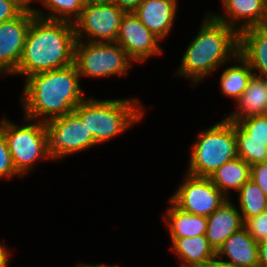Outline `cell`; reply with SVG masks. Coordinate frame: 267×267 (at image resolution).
<instances>
[{
  "label": "cell",
  "mask_w": 267,
  "mask_h": 267,
  "mask_svg": "<svg viewBox=\"0 0 267 267\" xmlns=\"http://www.w3.org/2000/svg\"><path fill=\"white\" fill-rule=\"evenodd\" d=\"M79 79L75 63L28 76L21 98L24 117L47 122L74 110L85 99Z\"/></svg>",
  "instance_id": "6da1fadb"
},
{
  "label": "cell",
  "mask_w": 267,
  "mask_h": 267,
  "mask_svg": "<svg viewBox=\"0 0 267 267\" xmlns=\"http://www.w3.org/2000/svg\"><path fill=\"white\" fill-rule=\"evenodd\" d=\"M75 43L73 23L35 17L28 29L19 65L12 75L26 79L32 74L73 64Z\"/></svg>",
  "instance_id": "7a4b0ae2"
},
{
  "label": "cell",
  "mask_w": 267,
  "mask_h": 267,
  "mask_svg": "<svg viewBox=\"0 0 267 267\" xmlns=\"http://www.w3.org/2000/svg\"><path fill=\"white\" fill-rule=\"evenodd\" d=\"M205 17L175 73L191 80L193 86L199 84L218 66L229 64L239 50V34L233 28L216 20L210 13Z\"/></svg>",
  "instance_id": "3957f363"
},
{
  "label": "cell",
  "mask_w": 267,
  "mask_h": 267,
  "mask_svg": "<svg viewBox=\"0 0 267 267\" xmlns=\"http://www.w3.org/2000/svg\"><path fill=\"white\" fill-rule=\"evenodd\" d=\"M74 111L98 145L123 134L139 123L145 113L139 100L133 98H85Z\"/></svg>",
  "instance_id": "277c9868"
},
{
  "label": "cell",
  "mask_w": 267,
  "mask_h": 267,
  "mask_svg": "<svg viewBox=\"0 0 267 267\" xmlns=\"http://www.w3.org/2000/svg\"><path fill=\"white\" fill-rule=\"evenodd\" d=\"M234 122L225 118L199 132L191 146L188 174L210 177L225 162L237 158Z\"/></svg>",
  "instance_id": "5b68a950"
},
{
  "label": "cell",
  "mask_w": 267,
  "mask_h": 267,
  "mask_svg": "<svg viewBox=\"0 0 267 267\" xmlns=\"http://www.w3.org/2000/svg\"><path fill=\"white\" fill-rule=\"evenodd\" d=\"M23 119L26 121L23 126H18L5 116L0 123V130L6 138L15 170L20 178L34 169L37 160H52L45 122L26 117Z\"/></svg>",
  "instance_id": "8992f818"
},
{
  "label": "cell",
  "mask_w": 267,
  "mask_h": 267,
  "mask_svg": "<svg viewBox=\"0 0 267 267\" xmlns=\"http://www.w3.org/2000/svg\"><path fill=\"white\" fill-rule=\"evenodd\" d=\"M131 61L116 42L76 40L74 63L80 77H125L132 66Z\"/></svg>",
  "instance_id": "52a82bcc"
},
{
  "label": "cell",
  "mask_w": 267,
  "mask_h": 267,
  "mask_svg": "<svg viewBox=\"0 0 267 267\" xmlns=\"http://www.w3.org/2000/svg\"><path fill=\"white\" fill-rule=\"evenodd\" d=\"M45 124L52 160L98 146L74 110L64 116L52 118Z\"/></svg>",
  "instance_id": "ba28073f"
},
{
  "label": "cell",
  "mask_w": 267,
  "mask_h": 267,
  "mask_svg": "<svg viewBox=\"0 0 267 267\" xmlns=\"http://www.w3.org/2000/svg\"><path fill=\"white\" fill-rule=\"evenodd\" d=\"M125 13L113 2L84 5L80 16L73 22L76 40L116 42Z\"/></svg>",
  "instance_id": "9c48e42d"
},
{
  "label": "cell",
  "mask_w": 267,
  "mask_h": 267,
  "mask_svg": "<svg viewBox=\"0 0 267 267\" xmlns=\"http://www.w3.org/2000/svg\"><path fill=\"white\" fill-rule=\"evenodd\" d=\"M176 192L169 200L184 212L208 217L227 198L209 177H199L186 173Z\"/></svg>",
  "instance_id": "30bf717a"
},
{
  "label": "cell",
  "mask_w": 267,
  "mask_h": 267,
  "mask_svg": "<svg viewBox=\"0 0 267 267\" xmlns=\"http://www.w3.org/2000/svg\"><path fill=\"white\" fill-rule=\"evenodd\" d=\"M161 40L154 35L135 15L134 12H126L121 20L119 32L116 38L118 43L127 53L132 63L146 62L152 56L160 55L159 42Z\"/></svg>",
  "instance_id": "8fae6325"
},
{
  "label": "cell",
  "mask_w": 267,
  "mask_h": 267,
  "mask_svg": "<svg viewBox=\"0 0 267 267\" xmlns=\"http://www.w3.org/2000/svg\"><path fill=\"white\" fill-rule=\"evenodd\" d=\"M36 16L23 11L18 17L0 23V74L11 75L16 71L22 56L25 39Z\"/></svg>",
  "instance_id": "7c38bea8"
},
{
  "label": "cell",
  "mask_w": 267,
  "mask_h": 267,
  "mask_svg": "<svg viewBox=\"0 0 267 267\" xmlns=\"http://www.w3.org/2000/svg\"><path fill=\"white\" fill-rule=\"evenodd\" d=\"M267 0H222L224 15L210 13L216 20L233 28L238 34L261 25ZM241 23V24H240Z\"/></svg>",
  "instance_id": "4fadbf2b"
},
{
  "label": "cell",
  "mask_w": 267,
  "mask_h": 267,
  "mask_svg": "<svg viewBox=\"0 0 267 267\" xmlns=\"http://www.w3.org/2000/svg\"><path fill=\"white\" fill-rule=\"evenodd\" d=\"M177 5V0H143L133 12L162 41L174 26Z\"/></svg>",
  "instance_id": "5bb4252c"
},
{
  "label": "cell",
  "mask_w": 267,
  "mask_h": 267,
  "mask_svg": "<svg viewBox=\"0 0 267 267\" xmlns=\"http://www.w3.org/2000/svg\"><path fill=\"white\" fill-rule=\"evenodd\" d=\"M232 204L228 199L207 217L205 235L216 252L233 233L244 227L239 209Z\"/></svg>",
  "instance_id": "9a60e30c"
},
{
  "label": "cell",
  "mask_w": 267,
  "mask_h": 267,
  "mask_svg": "<svg viewBox=\"0 0 267 267\" xmlns=\"http://www.w3.org/2000/svg\"><path fill=\"white\" fill-rule=\"evenodd\" d=\"M227 257L226 259L220 258ZM218 260L239 267H258V243L242 227L233 233L216 252Z\"/></svg>",
  "instance_id": "2e32d148"
},
{
  "label": "cell",
  "mask_w": 267,
  "mask_h": 267,
  "mask_svg": "<svg viewBox=\"0 0 267 267\" xmlns=\"http://www.w3.org/2000/svg\"><path fill=\"white\" fill-rule=\"evenodd\" d=\"M238 54L250 65L253 75L267 78V31L258 26L240 32Z\"/></svg>",
  "instance_id": "e0dca14e"
},
{
  "label": "cell",
  "mask_w": 267,
  "mask_h": 267,
  "mask_svg": "<svg viewBox=\"0 0 267 267\" xmlns=\"http://www.w3.org/2000/svg\"><path fill=\"white\" fill-rule=\"evenodd\" d=\"M171 249L180 260L181 267H208L216 258V251L206 235L191 238H171Z\"/></svg>",
  "instance_id": "ac0fdd59"
},
{
  "label": "cell",
  "mask_w": 267,
  "mask_h": 267,
  "mask_svg": "<svg viewBox=\"0 0 267 267\" xmlns=\"http://www.w3.org/2000/svg\"><path fill=\"white\" fill-rule=\"evenodd\" d=\"M237 107L225 119L235 122L250 116L267 114L266 78L252 75L243 94L235 101Z\"/></svg>",
  "instance_id": "d6986e66"
},
{
  "label": "cell",
  "mask_w": 267,
  "mask_h": 267,
  "mask_svg": "<svg viewBox=\"0 0 267 267\" xmlns=\"http://www.w3.org/2000/svg\"><path fill=\"white\" fill-rule=\"evenodd\" d=\"M168 202L170 208H167L163 219L169 228L171 238H191L206 234L207 217L184 212L170 200Z\"/></svg>",
  "instance_id": "ffe728a7"
},
{
  "label": "cell",
  "mask_w": 267,
  "mask_h": 267,
  "mask_svg": "<svg viewBox=\"0 0 267 267\" xmlns=\"http://www.w3.org/2000/svg\"><path fill=\"white\" fill-rule=\"evenodd\" d=\"M251 166L242 158L237 157L225 162L209 178L227 198L230 190L238 192L250 180Z\"/></svg>",
  "instance_id": "44dd1931"
},
{
  "label": "cell",
  "mask_w": 267,
  "mask_h": 267,
  "mask_svg": "<svg viewBox=\"0 0 267 267\" xmlns=\"http://www.w3.org/2000/svg\"><path fill=\"white\" fill-rule=\"evenodd\" d=\"M241 65L228 66L220 77L222 94L236 101L247 88L249 79L253 75L250 65L238 54L233 61Z\"/></svg>",
  "instance_id": "7402d4cb"
},
{
  "label": "cell",
  "mask_w": 267,
  "mask_h": 267,
  "mask_svg": "<svg viewBox=\"0 0 267 267\" xmlns=\"http://www.w3.org/2000/svg\"><path fill=\"white\" fill-rule=\"evenodd\" d=\"M49 9V13L33 9L32 13L47 20L68 21L73 23L84 7L83 0H37ZM44 12V13H43Z\"/></svg>",
  "instance_id": "603a6c76"
},
{
  "label": "cell",
  "mask_w": 267,
  "mask_h": 267,
  "mask_svg": "<svg viewBox=\"0 0 267 267\" xmlns=\"http://www.w3.org/2000/svg\"><path fill=\"white\" fill-rule=\"evenodd\" d=\"M237 193L243 221L264 212L267 196L251 179Z\"/></svg>",
  "instance_id": "cb8c5ba5"
},
{
  "label": "cell",
  "mask_w": 267,
  "mask_h": 267,
  "mask_svg": "<svg viewBox=\"0 0 267 267\" xmlns=\"http://www.w3.org/2000/svg\"><path fill=\"white\" fill-rule=\"evenodd\" d=\"M234 133L236 139L267 140V114L235 121Z\"/></svg>",
  "instance_id": "d4e9b609"
},
{
  "label": "cell",
  "mask_w": 267,
  "mask_h": 267,
  "mask_svg": "<svg viewBox=\"0 0 267 267\" xmlns=\"http://www.w3.org/2000/svg\"><path fill=\"white\" fill-rule=\"evenodd\" d=\"M237 155L250 166L267 163V140L236 139Z\"/></svg>",
  "instance_id": "484cf974"
},
{
  "label": "cell",
  "mask_w": 267,
  "mask_h": 267,
  "mask_svg": "<svg viewBox=\"0 0 267 267\" xmlns=\"http://www.w3.org/2000/svg\"><path fill=\"white\" fill-rule=\"evenodd\" d=\"M15 175L20 177L15 170L6 138L0 130V179L12 178Z\"/></svg>",
  "instance_id": "4316f807"
},
{
  "label": "cell",
  "mask_w": 267,
  "mask_h": 267,
  "mask_svg": "<svg viewBox=\"0 0 267 267\" xmlns=\"http://www.w3.org/2000/svg\"><path fill=\"white\" fill-rule=\"evenodd\" d=\"M244 227L249 235L258 243L267 239V214L261 213L258 216L246 219Z\"/></svg>",
  "instance_id": "83f0119b"
},
{
  "label": "cell",
  "mask_w": 267,
  "mask_h": 267,
  "mask_svg": "<svg viewBox=\"0 0 267 267\" xmlns=\"http://www.w3.org/2000/svg\"><path fill=\"white\" fill-rule=\"evenodd\" d=\"M24 10L12 0H0V23L18 17Z\"/></svg>",
  "instance_id": "f1b7e54d"
},
{
  "label": "cell",
  "mask_w": 267,
  "mask_h": 267,
  "mask_svg": "<svg viewBox=\"0 0 267 267\" xmlns=\"http://www.w3.org/2000/svg\"><path fill=\"white\" fill-rule=\"evenodd\" d=\"M250 179L256 183L267 196V163L252 165Z\"/></svg>",
  "instance_id": "f546056e"
},
{
  "label": "cell",
  "mask_w": 267,
  "mask_h": 267,
  "mask_svg": "<svg viewBox=\"0 0 267 267\" xmlns=\"http://www.w3.org/2000/svg\"><path fill=\"white\" fill-rule=\"evenodd\" d=\"M143 0H112L125 12H133Z\"/></svg>",
  "instance_id": "4dcf8cb0"
},
{
  "label": "cell",
  "mask_w": 267,
  "mask_h": 267,
  "mask_svg": "<svg viewBox=\"0 0 267 267\" xmlns=\"http://www.w3.org/2000/svg\"><path fill=\"white\" fill-rule=\"evenodd\" d=\"M258 267H267V239L258 242Z\"/></svg>",
  "instance_id": "1f68e13d"
},
{
  "label": "cell",
  "mask_w": 267,
  "mask_h": 267,
  "mask_svg": "<svg viewBox=\"0 0 267 267\" xmlns=\"http://www.w3.org/2000/svg\"><path fill=\"white\" fill-rule=\"evenodd\" d=\"M10 256L9 250L6 249L5 245L0 243V267H9Z\"/></svg>",
  "instance_id": "d6a6232c"
},
{
  "label": "cell",
  "mask_w": 267,
  "mask_h": 267,
  "mask_svg": "<svg viewBox=\"0 0 267 267\" xmlns=\"http://www.w3.org/2000/svg\"><path fill=\"white\" fill-rule=\"evenodd\" d=\"M15 2L17 5H19L24 11H33V7L30 6V4L35 2L34 0H12Z\"/></svg>",
  "instance_id": "836d02e7"
},
{
  "label": "cell",
  "mask_w": 267,
  "mask_h": 267,
  "mask_svg": "<svg viewBox=\"0 0 267 267\" xmlns=\"http://www.w3.org/2000/svg\"><path fill=\"white\" fill-rule=\"evenodd\" d=\"M208 267H239V266L230 265L215 258Z\"/></svg>",
  "instance_id": "e575fe53"
},
{
  "label": "cell",
  "mask_w": 267,
  "mask_h": 267,
  "mask_svg": "<svg viewBox=\"0 0 267 267\" xmlns=\"http://www.w3.org/2000/svg\"><path fill=\"white\" fill-rule=\"evenodd\" d=\"M112 2V0H83L84 5L105 4Z\"/></svg>",
  "instance_id": "d590c367"
},
{
  "label": "cell",
  "mask_w": 267,
  "mask_h": 267,
  "mask_svg": "<svg viewBox=\"0 0 267 267\" xmlns=\"http://www.w3.org/2000/svg\"><path fill=\"white\" fill-rule=\"evenodd\" d=\"M76 267H119L118 265H106V264H95V265H91V264H79Z\"/></svg>",
  "instance_id": "8d00e7d4"
},
{
  "label": "cell",
  "mask_w": 267,
  "mask_h": 267,
  "mask_svg": "<svg viewBox=\"0 0 267 267\" xmlns=\"http://www.w3.org/2000/svg\"><path fill=\"white\" fill-rule=\"evenodd\" d=\"M259 27H261L263 30L267 31V2H266L264 18H263V21Z\"/></svg>",
  "instance_id": "74e56055"
},
{
  "label": "cell",
  "mask_w": 267,
  "mask_h": 267,
  "mask_svg": "<svg viewBox=\"0 0 267 267\" xmlns=\"http://www.w3.org/2000/svg\"><path fill=\"white\" fill-rule=\"evenodd\" d=\"M264 213L267 214V198H266V202H265Z\"/></svg>",
  "instance_id": "f35d334b"
}]
</instances>
